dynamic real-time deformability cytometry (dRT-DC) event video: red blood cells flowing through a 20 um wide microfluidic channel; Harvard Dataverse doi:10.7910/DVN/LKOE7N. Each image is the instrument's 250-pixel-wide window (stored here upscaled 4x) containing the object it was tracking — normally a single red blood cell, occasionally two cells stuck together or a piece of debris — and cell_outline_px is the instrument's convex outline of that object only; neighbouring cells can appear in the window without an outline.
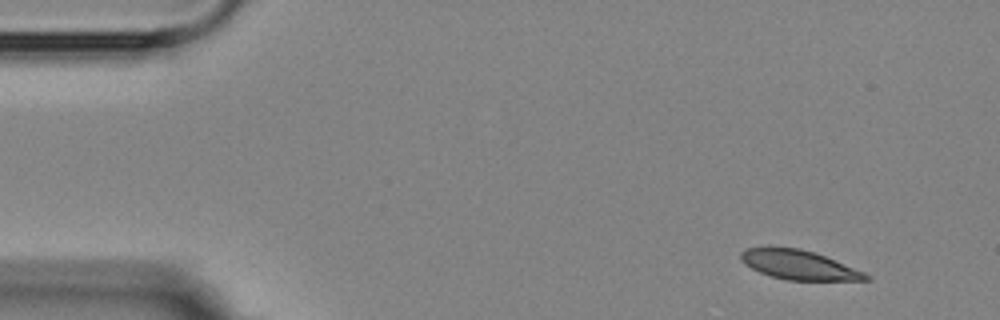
{"species": "Egyptian fruit bat (a non-hibernating species)", "species_latin": "Rousettus aegyptiacus", "temperature_condition": "room temperature", "stored_images_in_passage": 5, "segment_of_instrument_passage": [1, 2], "camera_frame_rate_fps": 3000, "um_per_image_px": 0.085, "animal": {"sex": "female"}, "frame": {"image": 1, "passage_image": 1, "time_ms": 0.0, "image_size_px": [1000, 320], "cell_outline_px": [[872, 280], [788, 280], [772, 276], [760, 272], [744, 264], [740, 260], [740, 252], [744, 248], [768, 244], [800, 248], [824, 256], [864, 272], [872, 276]], "centroid_in_image_um": [67.81, 22.47], "position_along_channel_um": 17.2, "area_um2": 21.79}}
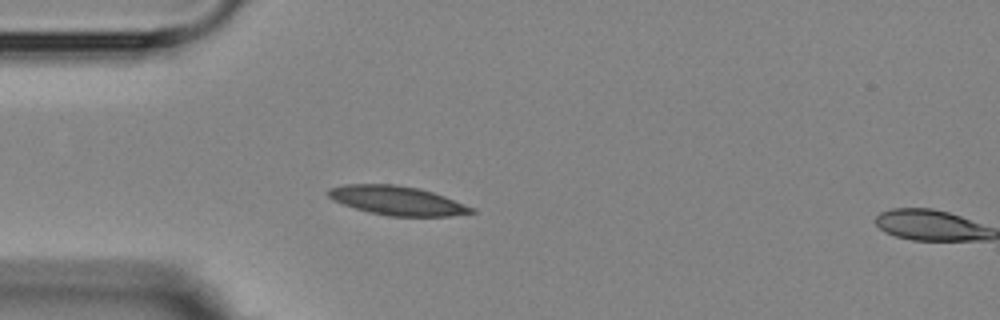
{"frame": {"image": 2, "passage_image": 4, "time_ms": 3.333, "image_size_px": [1000, 320], "cell_outline_px": [[476, 212], [452, 216], [388, 216], [368, 212], [332, 200], [328, 196], [328, 188], [344, 184], [396, 184], [420, 188], [444, 196], [476, 208]], "centroid_in_image_um": [33.77, 17.04], "position_along_channel_um": 51.2, "area_um2": 24.33}}